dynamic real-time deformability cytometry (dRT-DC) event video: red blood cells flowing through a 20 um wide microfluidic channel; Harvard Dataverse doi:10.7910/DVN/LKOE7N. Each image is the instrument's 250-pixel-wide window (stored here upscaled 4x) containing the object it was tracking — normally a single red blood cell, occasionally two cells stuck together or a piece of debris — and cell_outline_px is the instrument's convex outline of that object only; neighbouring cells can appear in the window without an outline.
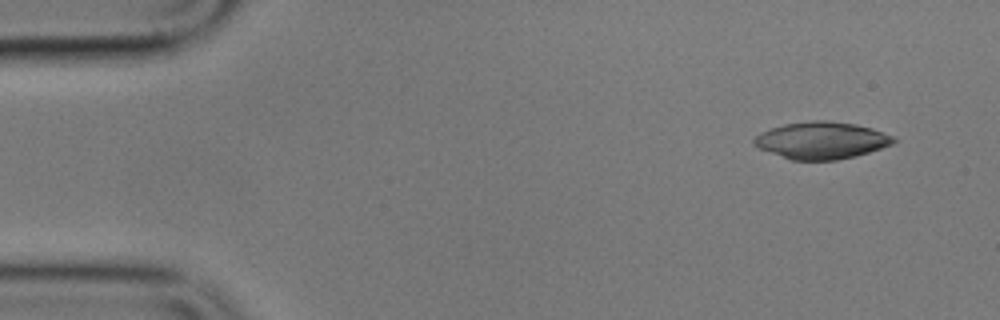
{"species": "common noctule bat (a hibernating species)", "species_latin": "Nyctalus noctula", "temperature_condition": "cold", "stored_images_in_passage": 5, "camera_frame_rate_fps": 3000, "um_per_image_px": 0.085, "animal": {"sex": "male", "body_mass_g": 17.9}, "frame": {"image": 1, "passage_image": 1, "time_ms": 0.0, "image_size_px": [1000, 320], "cell_outline_px": [[896, 140], [892, 144], [856, 156], [836, 160], [792, 160], [760, 148], [752, 144], [752, 140], [760, 132], [784, 124], [812, 120], [824, 120], [856, 124], [872, 128], [892, 136]], "centroid_in_image_um": [69.81, 11.93], "position_along_channel_um": 15.2, "area_um2": 29.88}}
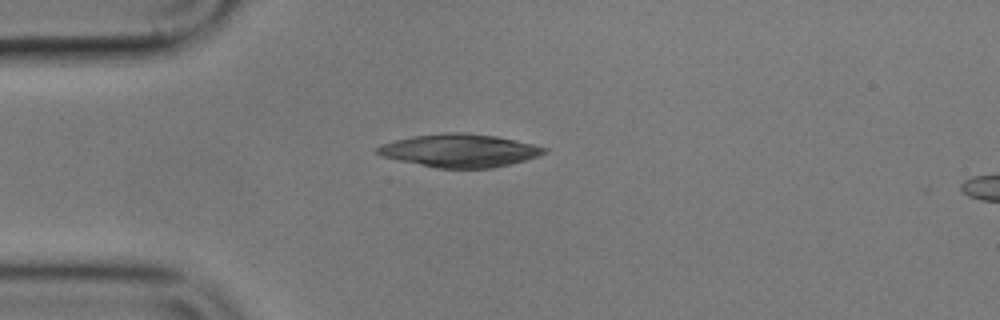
{"frame": {"image": 2, "passage_image": 4, "time_ms": 3.333, "image_size_px": [1000, 320], "cell_outline_px": [[548, 152], [512, 164], [492, 168], [436, 168], [380, 156], [376, 152], [376, 148], [380, 144], [392, 140], [412, 136], [444, 132], [468, 132], [496, 136], [532, 144], [548, 148]], "centroid_in_image_um": [39.03, 12.79], "position_along_channel_um": 46.0, "area_um2": 32.31}}